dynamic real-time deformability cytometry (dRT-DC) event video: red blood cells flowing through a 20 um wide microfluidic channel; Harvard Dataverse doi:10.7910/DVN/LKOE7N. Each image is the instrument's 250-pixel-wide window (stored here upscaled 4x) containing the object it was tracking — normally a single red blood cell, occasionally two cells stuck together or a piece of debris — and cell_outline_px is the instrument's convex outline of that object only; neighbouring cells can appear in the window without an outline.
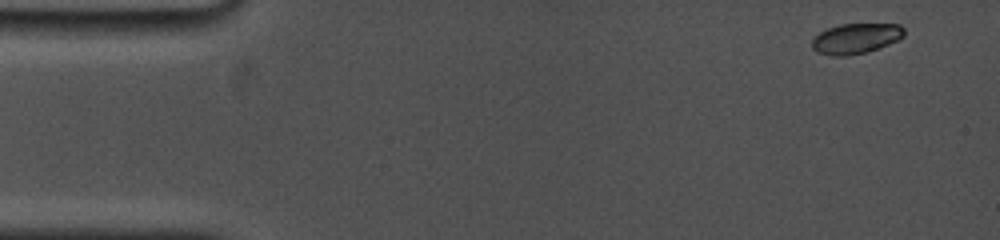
{"species": "common noctule bat (a hibernating species)", "species_latin": "Nyctalus noctula", "temperature_condition": "cold", "stored_images_in_passage": 24, "camera_frame_rate_fps": 5000, "um_per_image_px": 0.085, "animal": {"sex": "female", "body_mass_g": 19.0, "forearm_length_mm": 53.3}, "frame": {"image": 1, "passage_image": 1, "time_ms": 0.0, "image_size_px": [1000, 240], "cell_outline_px": [[904, 36], [888, 44], [868, 52], [848, 56], [832, 56], [816, 52], [812, 48], [812, 40], [820, 32], [828, 28], [840, 24], [900, 24], [904, 28]], "centroid_in_image_um": [72.73, 3.28], "position_along_channel_um": 12.3, "area_um2": 16.3}}
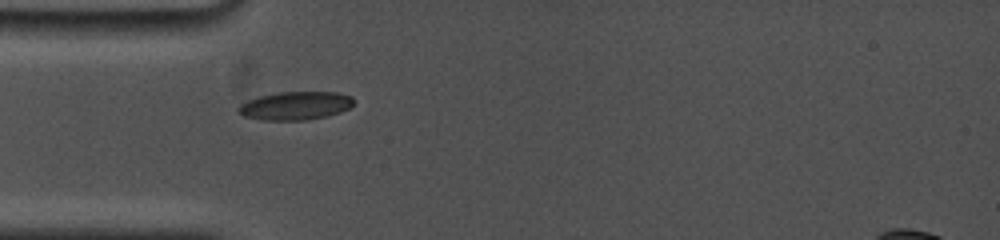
{"frame": {"image": 2, "passage_image": 17, "time_ms": 4.2, "image_size_px": [1000, 240], "cell_outline_px": [[352, 104], [348, 108], [340, 112], [328, 116], [304, 120], [264, 120], [244, 116], [236, 108], [240, 104], [248, 100], [260, 96], [280, 92], [336, 92], [352, 96]], "centroid_in_image_um": [25.1, 8.98], "position_along_channel_um": 59.9, "area_um2": 18.84}}
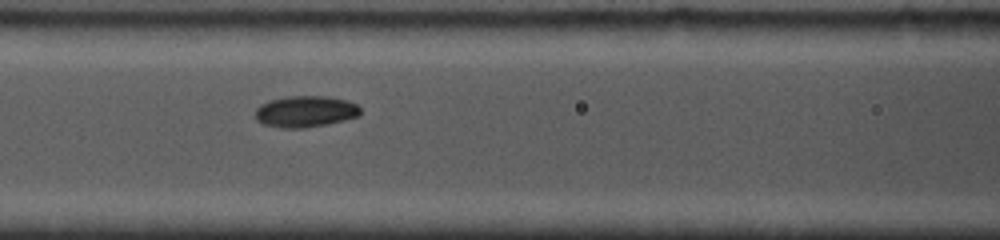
{"frame": {"image": 3, "passage_image": 24, "time_ms": 6.4, "image_size_px": [1000, 240], "cell_outline_px": [[360, 116], [328, 124], [304, 128], [280, 128], [264, 124], [256, 120], [256, 108], [260, 104], [268, 100], [288, 96], [328, 96], [348, 100], [356, 104], [360, 108]], "centroid_in_image_um": [25.96, 9.47], "position_along_channel_um": 140.6, "area_um2": 19.42}}